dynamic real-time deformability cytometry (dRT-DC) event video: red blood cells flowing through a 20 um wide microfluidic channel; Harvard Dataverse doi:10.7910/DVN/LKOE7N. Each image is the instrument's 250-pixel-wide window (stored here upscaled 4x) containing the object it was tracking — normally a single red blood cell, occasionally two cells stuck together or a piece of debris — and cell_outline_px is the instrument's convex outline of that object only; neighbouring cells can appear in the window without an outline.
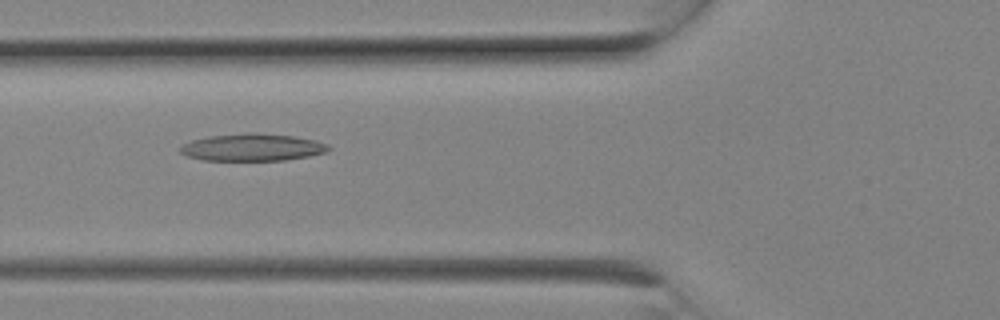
{"species": "Egyptian fruit bat (a non-hibernating species)", "species_latin": "Rousettus aegyptiacus", "temperature_condition": "room temperature", "stored_images_in_passage": 4, "camera_frame_rate_fps": 3000, "um_per_image_px": 0.085, "animal": {"sex": "female"}, "frame": {"image": 1, "passage_image": 3, "time_ms": 0.667, "image_size_px": [1000, 320], "cell_outline_px": [[332, 148], [328, 152], [308, 156], [284, 160], [204, 160], [188, 156], [180, 152], [180, 148], [184, 144], [192, 140], [208, 136], [256, 132], [292, 136], [316, 140], [328, 144]], "centroid_in_image_um": [21.5, 12.52], "position_along_channel_um": 104.3, "area_um2": 23.47}}
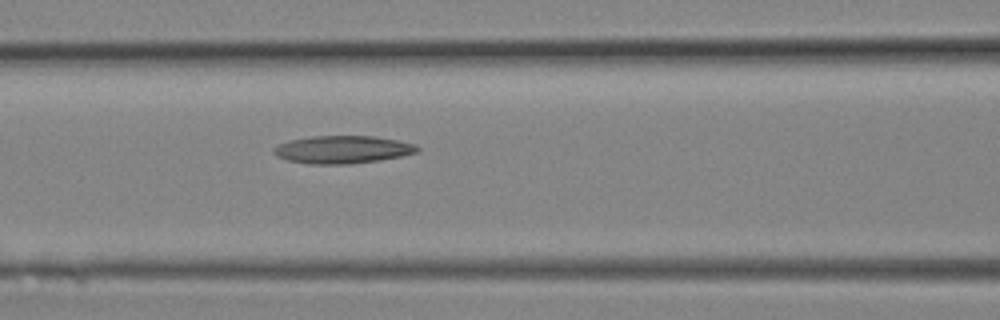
{"frame": {"image": 2, "passage_image": 4, "time_ms": 1.0, "image_size_px": [1000, 320], "cell_outline_px": [[420, 148], [416, 152], [400, 156], [380, 160], [348, 164], [308, 164], [288, 160], [276, 156], [272, 152], [272, 148], [288, 140], [312, 136], [372, 136], [396, 140], [416, 144]], "centroid_in_image_um": [29.08, 12.71], "position_along_channel_um": 137.5, "area_um2": 23.18}}